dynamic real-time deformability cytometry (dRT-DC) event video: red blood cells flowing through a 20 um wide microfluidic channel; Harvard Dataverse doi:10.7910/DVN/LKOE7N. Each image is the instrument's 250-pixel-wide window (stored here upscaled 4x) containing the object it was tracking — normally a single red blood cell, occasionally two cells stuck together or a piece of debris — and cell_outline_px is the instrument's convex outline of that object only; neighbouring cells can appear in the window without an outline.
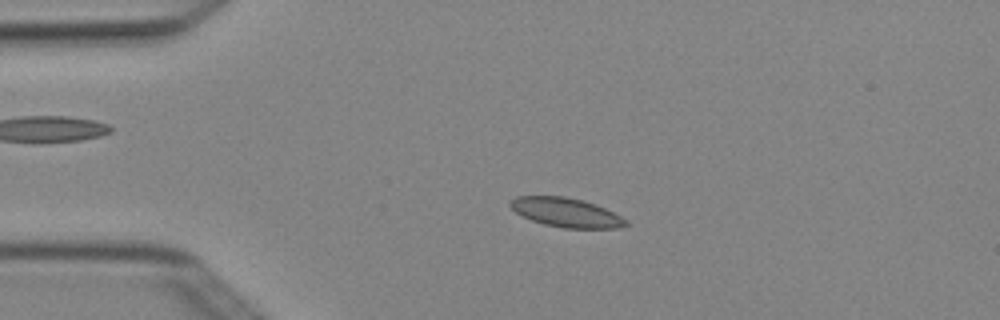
{"species": "Egyptian fruit bat (a non-hibernating species)", "species_latin": "Rousettus aegyptiacus", "temperature_condition": "cold", "stored_images_in_passage": 4, "camera_frame_rate_fps": 3000, "um_per_image_px": 0.085, "animal": {"sex": "female"}, "frame": {"image": 1, "passage_image": 3, "time_ms": 0.667, "image_size_px": [1000, 320], "cell_outline_px": [[628, 224], [616, 228], [564, 228], [544, 224], [532, 220], [516, 212], [508, 204], [516, 196], [564, 196], [584, 200], [596, 204], [628, 220]], "centroid_in_image_um": [48.13, 18.05], "position_along_channel_um": 36.9, "area_um2": 19.48}}